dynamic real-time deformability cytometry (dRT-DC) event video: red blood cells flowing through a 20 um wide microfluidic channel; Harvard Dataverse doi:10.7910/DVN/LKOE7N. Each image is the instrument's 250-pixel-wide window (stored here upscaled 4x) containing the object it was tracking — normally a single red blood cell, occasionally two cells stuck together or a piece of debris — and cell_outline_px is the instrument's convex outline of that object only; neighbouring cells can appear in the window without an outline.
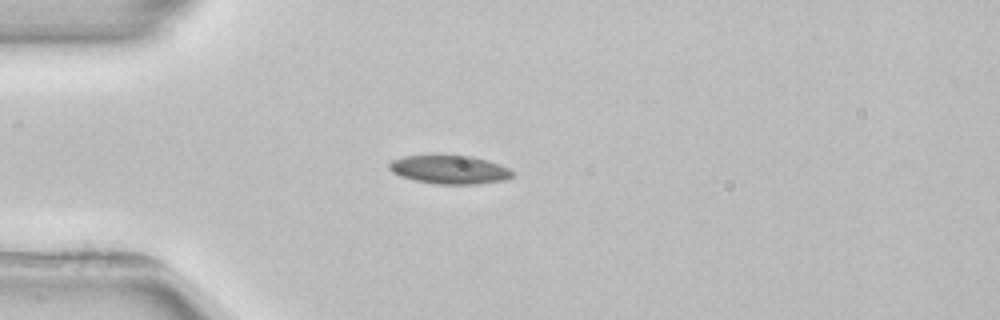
{"species": "common noctule bat (a hibernating species)", "species_latin": "Nyctalus noctula", "temperature_condition": "room temperature", "stored_images_in_passage": 2, "camera_frame_rate_fps": 3000, "um_per_image_px": 0.085, "animal": {"sex": "female", "body_mass_g": 22.7, "forearm_length_mm": 54.2}, "frame": {"image": 1, "passage_image": 2, "time_ms": 1.667, "image_size_px": [1000, 320], "cell_outline_px": [[516, 176], [508, 180], [476, 184], [436, 184], [416, 180], [400, 176], [392, 172], [388, 168], [388, 164], [392, 160], [404, 156], [472, 156], [488, 160], [500, 164], [516, 172]], "centroid_in_image_um": [38.29, 14.43], "position_along_channel_um": 46.7, "area_um2": 20.63}}